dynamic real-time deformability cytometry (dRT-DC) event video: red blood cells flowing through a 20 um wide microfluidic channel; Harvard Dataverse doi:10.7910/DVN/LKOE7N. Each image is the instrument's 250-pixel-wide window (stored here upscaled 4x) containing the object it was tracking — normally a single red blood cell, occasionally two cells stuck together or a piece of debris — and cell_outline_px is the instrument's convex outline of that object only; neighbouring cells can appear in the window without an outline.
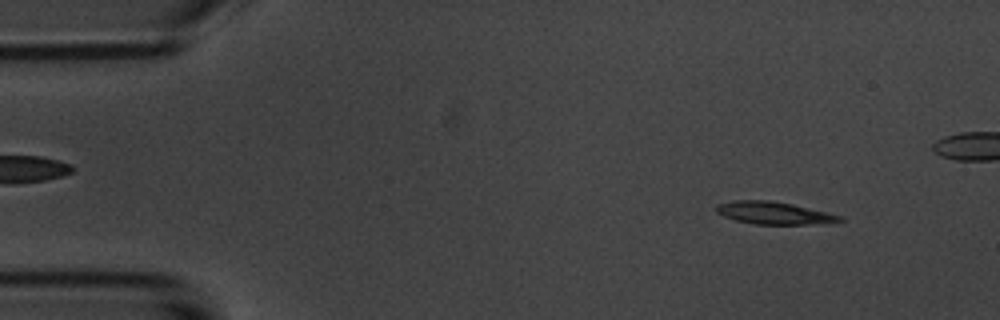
{"species": "common noctule bat (a hibernating species)", "species_latin": "Nyctalus noctula", "temperature_condition": "room temperature", "stored_images_in_passage": 9, "camera_frame_rate_fps": 3000, "um_per_image_px": 0.085, "animal": {"sex": "male", "body_mass_g": 20.1, "forearm_length_mm": 53.5}, "frame": {"image": 1, "passage_image": 1, "time_ms": 0.0, "image_size_px": [1000, 320], "cell_outline_px": [[844, 220], [808, 224], [756, 224], [736, 220], [724, 216], [716, 212], [716, 204], [732, 200], [772, 200], [792, 204], [828, 212], [844, 216]], "centroid_in_image_um": [65.76, 18.08], "position_along_channel_um": 19.2, "area_um2": 16.07}}
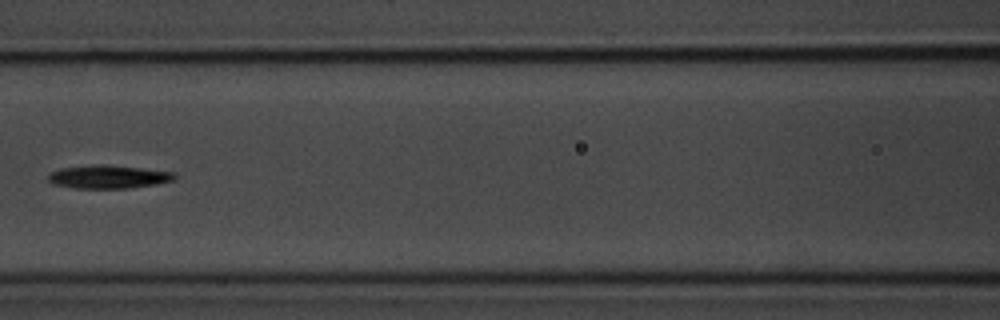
{"frame": {"image": 2, "passage_image": 6, "time_ms": 6.0, "image_size_px": [1000, 320], "cell_outline_px": [[176, 176], [172, 180], [156, 184], [128, 188], [76, 188], [52, 184], [48, 180], [48, 172], [60, 168], [92, 164], [104, 164], [176, 172]], "centroid_in_image_um": [9.16, 15.02], "position_along_channel_um": 157.4, "area_um2": 17.22}}
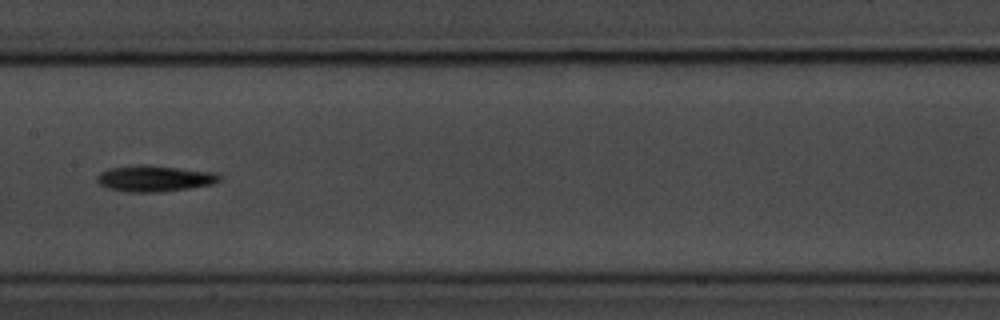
{"frame": {"image": 3, "passage_image": 7, "time_ms": 7.0, "image_size_px": [1000, 320], "cell_outline_px": [[220, 180], [212, 184], [164, 192], [128, 192], [108, 188], [100, 184], [96, 180], [96, 176], [100, 172], [108, 168], [132, 164], [140, 164], [216, 172], [220, 176]], "centroid_in_image_um": [13.09, 15.16], "position_along_channel_um": 194.3, "area_um2": 18.73}}